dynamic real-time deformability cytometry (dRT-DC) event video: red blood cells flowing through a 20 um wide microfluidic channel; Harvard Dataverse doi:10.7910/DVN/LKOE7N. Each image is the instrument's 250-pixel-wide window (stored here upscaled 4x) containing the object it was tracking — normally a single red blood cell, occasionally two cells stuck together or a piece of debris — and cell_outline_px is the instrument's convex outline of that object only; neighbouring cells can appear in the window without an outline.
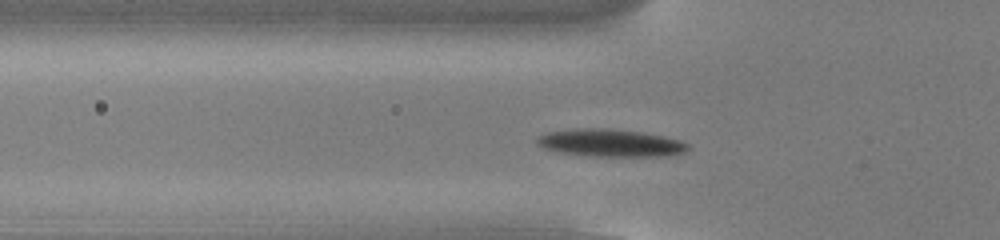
{"species": "common noctule bat (a hibernating species)", "species_latin": "Nyctalus noctula", "temperature_condition": "cold", "stored_images_in_passage": 49, "camera_frame_rate_fps": 3000, "um_per_image_px": 0.085, "animal": {"sex": "male", "body_mass_g": 13.0, "forearm_length_mm": 53.1}, "frame": {"image": 1, "passage_image": 12, "time_ms": 3.667, "image_size_px": [1000, 240], "cell_outline_px": [[688, 148], [684, 152], [668, 156], [592, 156], [560, 152], [544, 148], [536, 144], [536, 136], [548, 132], [576, 128], [612, 128], [644, 132], [664, 136], [680, 140], [688, 144]], "centroid_in_image_um": [51.87, 12.13], "position_along_channel_um": 73.9, "area_um2": 24.39}}
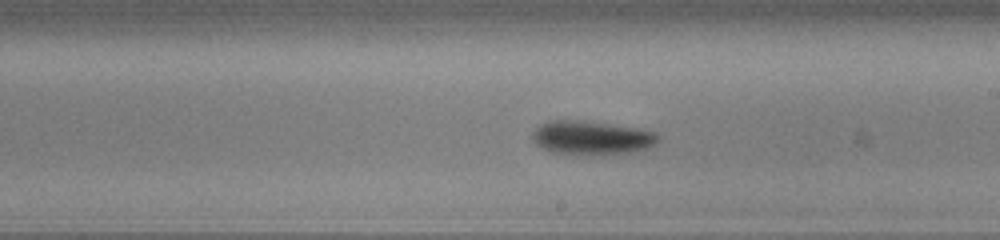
{"frame": {"image": 2, "passage_image": 25, "time_ms": 8.0, "image_size_px": [1000, 240], "cell_outline_px": [[660, 140], [656, 144], [648, 148], [632, 152], [600, 156], [580, 156], [552, 152], [540, 148], [532, 140], [532, 132], [540, 124], [552, 120], [584, 120], [636, 128], [656, 132], [660, 136]], "centroid_in_image_um": [50.28, 11.74], "position_along_channel_um": 238.7, "area_um2": 25.55}}
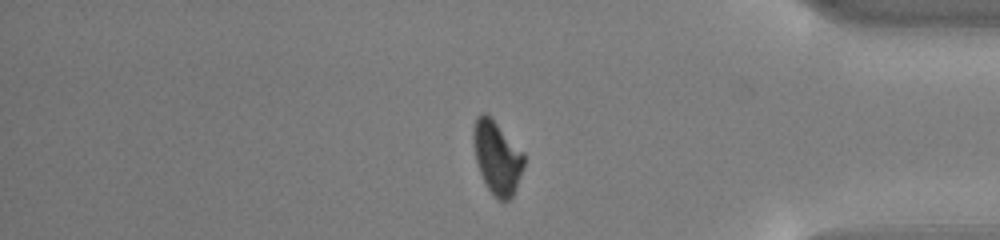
{"frame": {"image": 3, "passage_image": 39, "time_ms": 12.667, "image_size_px": [1000, 240], "cell_outline_px": [[524, 164], [516, 188], [512, 196], [508, 200], [500, 200], [488, 188], [480, 172], [476, 160], [472, 140], [472, 128], [476, 116], [480, 112], [484, 112], [524, 152]], "centroid_in_image_um": [42.22, 13.35], "position_along_channel_um": 393.0, "area_um2": 21.15}, "authors_computed_cell_mechanics": {"area_um2": 22.7154, "velocity_mm_per_s": 3.8128, "shape_relaxation_time_tau1_ms": 1.9167, "shape_relaxation_time_tau2_ms": 5.1508, "deformation_change_tau1": 0.1408, "deformation_change_tau2": 0.1144}}